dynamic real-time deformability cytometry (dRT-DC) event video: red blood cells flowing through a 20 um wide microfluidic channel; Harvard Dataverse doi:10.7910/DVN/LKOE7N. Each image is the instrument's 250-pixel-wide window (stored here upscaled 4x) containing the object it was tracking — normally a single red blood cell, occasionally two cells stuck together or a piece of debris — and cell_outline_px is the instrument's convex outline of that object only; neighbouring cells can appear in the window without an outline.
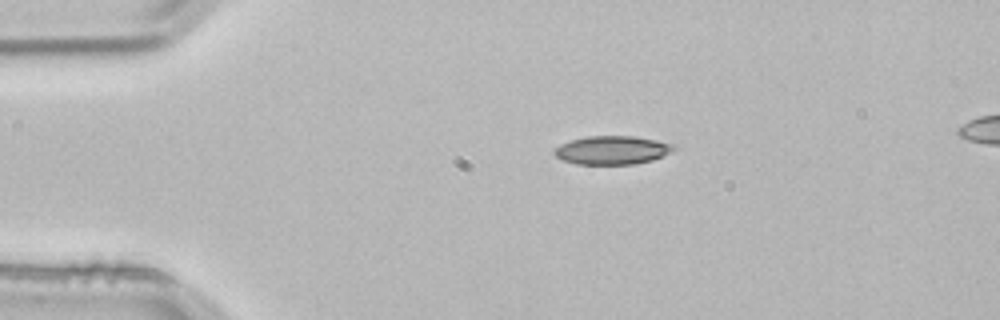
{"species": "common noctule bat (a hibernating species)", "species_latin": "Nyctalus noctula", "temperature_condition": "room temperature", "stored_images_in_passage": 3, "camera_frame_rate_fps": 3000, "um_per_image_px": 0.085, "animal": {"sex": "male", "body_mass_g": 21.5, "forearm_length_mm": 52.0}, "frame": {"image": 1, "passage_image": 1, "time_ms": 0.0, "image_size_px": [1000, 320], "cell_outline_px": [[676, 148], [672, 152], [652, 160], [636, 164], [576, 164], [560, 160], [552, 152], [560, 144], [572, 140], [588, 136], [632, 136], [656, 140], [676, 144]], "centroid_in_image_um": [52.04, 12.76], "position_along_channel_um": 33.0, "area_um2": 19.94}}